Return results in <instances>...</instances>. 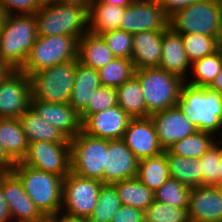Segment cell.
Here are the masks:
<instances>
[{
    "mask_svg": "<svg viewBox=\"0 0 222 222\" xmlns=\"http://www.w3.org/2000/svg\"><path fill=\"white\" fill-rule=\"evenodd\" d=\"M178 108L198 131L214 137L222 131V94L209 88L184 83L181 87Z\"/></svg>",
    "mask_w": 222,
    "mask_h": 222,
    "instance_id": "cell-1",
    "label": "cell"
},
{
    "mask_svg": "<svg viewBox=\"0 0 222 222\" xmlns=\"http://www.w3.org/2000/svg\"><path fill=\"white\" fill-rule=\"evenodd\" d=\"M37 38L34 14L7 15L0 28V61L20 70Z\"/></svg>",
    "mask_w": 222,
    "mask_h": 222,
    "instance_id": "cell-2",
    "label": "cell"
},
{
    "mask_svg": "<svg viewBox=\"0 0 222 222\" xmlns=\"http://www.w3.org/2000/svg\"><path fill=\"white\" fill-rule=\"evenodd\" d=\"M12 171L19 177L25 193L45 216L59 214L62 206L63 178L16 162Z\"/></svg>",
    "mask_w": 222,
    "mask_h": 222,
    "instance_id": "cell-3",
    "label": "cell"
},
{
    "mask_svg": "<svg viewBox=\"0 0 222 222\" xmlns=\"http://www.w3.org/2000/svg\"><path fill=\"white\" fill-rule=\"evenodd\" d=\"M34 17L38 36L71 35L79 39L89 32V10L81 6L47 2Z\"/></svg>",
    "mask_w": 222,
    "mask_h": 222,
    "instance_id": "cell-4",
    "label": "cell"
},
{
    "mask_svg": "<svg viewBox=\"0 0 222 222\" xmlns=\"http://www.w3.org/2000/svg\"><path fill=\"white\" fill-rule=\"evenodd\" d=\"M147 107V117L151 114L177 106L182 85L179 76L162 68H144L135 70Z\"/></svg>",
    "mask_w": 222,
    "mask_h": 222,
    "instance_id": "cell-5",
    "label": "cell"
},
{
    "mask_svg": "<svg viewBox=\"0 0 222 222\" xmlns=\"http://www.w3.org/2000/svg\"><path fill=\"white\" fill-rule=\"evenodd\" d=\"M78 59V39L71 35L38 36L20 70L34 72Z\"/></svg>",
    "mask_w": 222,
    "mask_h": 222,
    "instance_id": "cell-6",
    "label": "cell"
},
{
    "mask_svg": "<svg viewBox=\"0 0 222 222\" xmlns=\"http://www.w3.org/2000/svg\"><path fill=\"white\" fill-rule=\"evenodd\" d=\"M76 73V60L58 64L30 75L32 99L69 103Z\"/></svg>",
    "mask_w": 222,
    "mask_h": 222,
    "instance_id": "cell-7",
    "label": "cell"
},
{
    "mask_svg": "<svg viewBox=\"0 0 222 222\" xmlns=\"http://www.w3.org/2000/svg\"><path fill=\"white\" fill-rule=\"evenodd\" d=\"M107 148L108 140L81 131L70 139L71 172L104 183Z\"/></svg>",
    "mask_w": 222,
    "mask_h": 222,
    "instance_id": "cell-8",
    "label": "cell"
},
{
    "mask_svg": "<svg viewBox=\"0 0 222 222\" xmlns=\"http://www.w3.org/2000/svg\"><path fill=\"white\" fill-rule=\"evenodd\" d=\"M103 182L84 178L70 172L62 183L63 215L71 218L87 219L96 207Z\"/></svg>",
    "mask_w": 222,
    "mask_h": 222,
    "instance_id": "cell-9",
    "label": "cell"
},
{
    "mask_svg": "<svg viewBox=\"0 0 222 222\" xmlns=\"http://www.w3.org/2000/svg\"><path fill=\"white\" fill-rule=\"evenodd\" d=\"M221 18L219 0H202L175 12L169 17V26L180 34L216 36Z\"/></svg>",
    "mask_w": 222,
    "mask_h": 222,
    "instance_id": "cell-10",
    "label": "cell"
},
{
    "mask_svg": "<svg viewBox=\"0 0 222 222\" xmlns=\"http://www.w3.org/2000/svg\"><path fill=\"white\" fill-rule=\"evenodd\" d=\"M21 163L64 179L71 172L70 143L30 142Z\"/></svg>",
    "mask_w": 222,
    "mask_h": 222,
    "instance_id": "cell-11",
    "label": "cell"
},
{
    "mask_svg": "<svg viewBox=\"0 0 222 222\" xmlns=\"http://www.w3.org/2000/svg\"><path fill=\"white\" fill-rule=\"evenodd\" d=\"M168 26L169 17L157 0H134L125 7L120 21V30L131 34L165 30Z\"/></svg>",
    "mask_w": 222,
    "mask_h": 222,
    "instance_id": "cell-12",
    "label": "cell"
},
{
    "mask_svg": "<svg viewBox=\"0 0 222 222\" xmlns=\"http://www.w3.org/2000/svg\"><path fill=\"white\" fill-rule=\"evenodd\" d=\"M30 76L15 70L0 85V118H20L31 106Z\"/></svg>",
    "mask_w": 222,
    "mask_h": 222,
    "instance_id": "cell-13",
    "label": "cell"
},
{
    "mask_svg": "<svg viewBox=\"0 0 222 222\" xmlns=\"http://www.w3.org/2000/svg\"><path fill=\"white\" fill-rule=\"evenodd\" d=\"M0 179L12 222L46 221V217L25 193L22 181L13 171L0 173Z\"/></svg>",
    "mask_w": 222,
    "mask_h": 222,
    "instance_id": "cell-14",
    "label": "cell"
},
{
    "mask_svg": "<svg viewBox=\"0 0 222 222\" xmlns=\"http://www.w3.org/2000/svg\"><path fill=\"white\" fill-rule=\"evenodd\" d=\"M150 118L154 123L159 143L164 151L174 143L198 131L178 106L153 113Z\"/></svg>",
    "mask_w": 222,
    "mask_h": 222,
    "instance_id": "cell-15",
    "label": "cell"
},
{
    "mask_svg": "<svg viewBox=\"0 0 222 222\" xmlns=\"http://www.w3.org/2000/svg\"><path fill=\"white\" fill-rule=\"evenodd\" d=\"M132 118L119 106L89 115L82 122V131L106 140L122 139Z\"/></svg>",
    "mask_w": 222,
    "mask_h": 222,
    "instance_id": "cell-16",
    "label": "cell"
},
{
    "mask_svg": "<svg viewBox=\"0 0 222 222\" xmlns=\"http://www.w3.org/2000/svg\"><path fill=\"white\" fill-rule=\"evenodd\" d=\"M122 139L138 160L164 152L150 116L132 118Z\"/></svg>",
    "mask_w": 222,
    "mask_h": 222,
    "instance_id": "cell-17",
    "label": "cell"
},
{
    "mask_svg": "<svg viewBox=\"0 0 222 222\" xmlns=\"http://www.w3.org/2000/svg\"><path fill=\"white\" fill-rule=\"evenodd\" d=\"M30 108L44 121L62 131L69 139L82 131L81 116L69 103L31 99Z\"/></svg>",
    "mask_w": 222,
    "mask_h": 222,
    "instance_id": "cell-18",
    "label": "cell"
},
{
    "mask_svg": "<svg viewBox=\"0 0 222 222\" xmlns=\"http://www.w3.org/2000/svg\"><path fill=\"white\" fill-rule=\"evenodd\" d=\"M139 160L123 139L108 140L104 169V183H114L137 176Z\"/></svg>",
    "mask_w": 222,
    "mask_h": 222,
    "instance_id": "cell-19",
    "label": "cell"
},
{
    "mask_svg": "<svg viewBox=\"0 0 222 222\" xmlns=\"http://www.w3.org/2000/svg\"><path fill=\"white\" fill-rule=\"evenodd\" d=\"M188 214L190 222H222V192L219 187L191 188Z\"/></svg>",
    "mask_w": 222,
    "mask_h": 222,
    "instance_id": "cell-20",
    "label": "cell"
},
{
    "mask_svg": "<svg viewBox=\"0 0 222 222\" xmlns=\"http://www.w3.org/2000/svg\"><path fill=\"white\" fill-rule=\"evenodd\" d=\"M159 68L179 76L184 81L187 80L191 69V62L187 58L182 35L170 26L163 30Z\"/></svg>",
    "mask_w": 222,
    "mask_h": 222,
    "instance_id": "cell-21",
    "label": "cell"
},
{
    "mask_svg": "<svg viewBox=\"0 0 222 222\" xmlns=\"http://www.w3.org/2000/svg\"><path fill=\"white\" fill-rule=\"evenodd\" d=\"M163 30L133 34L132 57L135 70L159 67L162 55Z\"/></svg>",
    "mask_w": 222,
    "mask_h": 222,
    "instance_id": "cell-22",
    "label": "cell"
},
{
    "mask_svg": "<svg viewBox=\"0 0 222 222\" xmlns=\"http://www.w3.org/2000/svg\"><path fill=\"white\" fill-rule=\"evenodd\" d=\"M98 70L76 59V73L69 104L80 114L87 106L94 90L101 87Z\"/></svg>",
    "mask_w": 222,
    "mask_h": 222,
    "instance_id": "cell-23",
    "label": "cell"
},
{
    "mask_svg": "<svg viewBox=\"0 0 222 222\" xmlns=\"http://www.w3.org/2000/svg\"><path fill=\"white\" fill-rule=\"evenodd\" d=\"M115 58L100 35L86 32L78 39V60L99 70Z\"/></svg>",
    "mask_w": 222,
    "mask_h": 222,
    "instance_id": "cell-24",
    "label": "cell"
},
{
    "mask_svg": "<svg viewBox=\"0 0 222 222\" xmlns=\"http://www.w3.org/2000/svg\"><path fill=\"white\" fill-rule=\"evenodd\" d=\"M0 143L15 163L22 161L29 142L19 118H0Z\"/></svg>",
    "mask_w": 222,
    "mask_h": 222,
    "instance_id": "cell-25",
    "label": "cell"
},
{
    "mask_svg": "<svg viewBox=\"0 0 222 222\" xmlns=\"http://www.w3.org/2000/svg\"><path fill=\"white\" fill-rule=\"evenodd\" d=\"M28 142L46 141L53 143H70V139L58 128L50 125L29 108L19 118Z\"/></svg>",
    "mask_w": 222,
    "mask_h": 222,
    "instance_id": "cell-26",
    "label": "cell"
},
{
    "mask_svg": "<svg viewBox=\"0 0 222 222\" xmlns=\"http://www.w3.org/2000/svg\"><path fill=\"white\" fill-rule=\"evenodd\" d=\"M125 7L93 0L89 10V32L101 35L105 32L120 29V21Z\"/></svg>",
    "mask_w": 222,
    "mask_h": 222,
    "instance_id": "cell-27",
    "label": "cell"
},
{
    "mask_svg": "<svg viewBox=\"0 0 222 222\" xmlns=\"http://www.w3.org/2000/svg\"><path fill=\"white\" fill-rule=\"evenodd\" d=\"M122 205H129L142 211L155 200L154 191L146 187L137 177L112 183Z\"/></svg>",
    "mask_w": 222,
    "mask_h": 222,
    "instance_id": "cell-28",
    "label": "cell"
},
{
    "mask_svg": "<svg viewBox=\"0 0 222 222\" xmlns=\"http://www.w3.org/2000/svg\"><path fill=\"white\" fill-rule=\"evenodd\" d=\"M169 176L190 188L202 186V172L199 158H186L166 150Z\"/></svg>",
    "mask_w": 222,
    "mask_h": 222,
    "instance_id": "cell-29",
    "label": "cell"
},
{
    "mask_svg": "<svg viewBox=\"0 0 222 222\" xmlns=\"http://www.w3.org/2000/svg\"><path fill=\"white\" fill-rule=\"evenodd\" d=\"M136 177L150 190H158L170 177L166 150L156 156L139 160Z\"/></svg>",
    "mask_w": 222,
    "mask_h": 222,
    "instance_id": "cell-30",
    "label": "cell"
},
{
    "mask_svg": "<svg viewBox=\"0 0 222 222\" xmlns=\"http://www.w3.org/2000/svg\"><path fill=\"white\" fill-rule=\"evenodd\" d=\"M118 105L131 118L147 117V107L139 80L133 76L116 88Z\"/></svg>",
    "mask_w": 222,
    "mask_h": 222,
    "instance_id": "cell-31",
    "label": "cell"
},
{
    "mask_svg": "<svg viewBox=\"0 0 222 222\" xmlns=\"http://www.w3.org/2000/svg\"><path fill=\"white\" fill-rule=\"evenodd\" d=\"M222 62L218 52H214L201 59L195 60L191 63V69L185 83L195 86L208 88L215 77L220 73Z\"/></svg>",
    "mask_w": 222,
    "mask_h": 222,
    "instance_id": "cell-32",
    "label": "cell"
},
{
    "mask_svg": "<svg viewBox=\"0 0 222 222\" xmlns=\"http://www.w3.org/2000/svg\"><path fill=\"white\" fill-rule=\"evenodd\" d=\"M216 142L217 139L213 135L197 131L193 135L174 143L167 150L171 154L194 159L200 158Z\"/></svg>",
    "mask_w": 222,
    "mask_h": 222,
    "instance_id": "cell-33",
    "label": "cell"
},
{
    "mask_svg": "<svg viewBox=\"0 0 222 222\" xmlns=\"http://www.w3.org/2000/svg\"><path fill=\"white\" fill-rule=\"evenodd\" d=\"M98 73L102 86L118 88L134 76L135 68L131 59L115 57L100 68Z\"/></svg>",
    "mask_w": 222,
    "mask_h": 222,
    "instance_id": "cell-34",
    "label": "cell"
},
{
    "mask_svg": "<svg viewBox=\"0 0 222 222\" xmlns=\"http://www.w3.org/2000/svg\"><path fill=\"white\" fill-rule=\"evenodd\" d=\"M121 206L122 202L115 186L110 183H103L96 207L86 220L87 222H110Z\"/></svg>",
    "mask_w": 222,
    "mask_h": 222,
    "instance_id": "cell-35",
    "label": "cell"
},
{
    "mask_svg": "<svg viewBox=\"0 0 222 222\" xmlns=\"http://www.w3.org/2000/svg\"><path fill=\"white\" fill-rule=\"evenodd\" d=\"M191 188L178 180L169 177L166 182L154 192L155 200L173 207L188 209Z\"/></svg>",
    "mask_w": 222,
    "mask_h": 222,
    "instance_id": "cell-36",
    "label": "cell"
},
{
    "mask_svg": "<svg viewBox=\"0 0 222 222\" xmlns=\"http://www.w3.org/2000/svg\"><path fill=\"white\" fill-rule=\"evenodd\" d=\"M181 35L187 58L191 63L217 51L215 36L199 33Z\"/></svg>",
    "mask_w": 222,
    "mask_h": 222,
    "instance_id": "cell-37",
    "label": "cell"
},
{
    "mask_svg": "<svg viewBox=\"0 0 222 222\" xmlns=\"http://www.w3.org/2000/svg\"><path fill=\"white\" fill-rule=\"evenodd\" d=\"M146 222H190L188 209L170 206L154 200L145 211Z\"/></svg>",
    "mask_w": 222,
    "mask_h": 222,
    "instance_id": "cell-38",
    "label": "cell"
},
{
    "mask_svg": "<svg viewBox=\"0 0 222 222\" xmlns=\"http://www.w3.org/2000/svg\"><path fill=\"white\" fill-rule=\"evenodd\" d=\"M221 155L222 144L217 141L199 158L202 172V186H218Z\"/></svg>",
    "mask_w": 222,
    "mask_h": 222,
    "instance_id": "cell-39",
    "label": "cell"
},
{
    "mask_svg": "<svg viewBox=\"0 0 222 222\" xmlns=\"http://www.w3.org/2000/svg\"><path fill=\"white\" fill-rule=\"evenodd\" d=\"M107 47L117 58L131 59L133 49V34L116 29L100 35Z\"/></svg>",
    "mask_w": 222,
    "mask_h": 222,
    "instance_id": "cell-40",
    "label": "cell"
},
{
    "mask_svg": "<svg viewBox=\"0 0 222 222\" xmlns=\"http://www.w3.org/2000/svg\"><path fill=\"white\" fill-rule=\"evenodd\" d=\"M118 105L116 88L101 86L94 90L86 108L80 113L82 122L91 114Z\"/></svg>",
    "mask_w": 222,
    "mask_h": 222,
    "instance_id": "cell-41",
    "label": "cell"
},
{
    "mask_svg": "<svg viewBox=\"0 0 222 222\" xmlns=\"http://www.w3.org/2000/svg\"><path fill=\"white\" fill-rule=\"evenodd\" d=\"M7 15L35 14L41 8V0H0Z\"/></svg>",
    "mask_w": 222,
    "mask_h": 222,
    "instance_id": "cell-42",
    "label": "cell"
},
{
    "mask_svg": "<svg viewBox=\"0 0 222 222\" xmlns=\"http://www.w3.org/2000/svg\"><path fill=\"white\" fill-rule=\"evenodd\" d=\"M145 221V212L133 208L129 205H122L113 215L110 222H143Z\"/></svg>",
    "mask_w": 222,
    "mask_h": 222,
    "instance_id": "cell-43",
    "label": "cell"
},
{
    "mask_svg": "<svg viewBox=\"0 0 222 222\" xmlns=\"http://www.w3.org/2000/svg\"><path fill=\"white\" fill-rule=\"evenodd\" d=\"M165 14L170 17L175 12L202 0H157Z\"/></svg>",
    "mask_w": 222,
    "mask_h": 222,
    "instance_id": "cell-44",
    "label": "cell"
},
{
    "mask_svg": "<svg viewBox=\"0 0 222 222\" xmlns=\"http://www.w3.org/2000/svg\"><path fill=\"white\" fill-rule=\"evenodd\" d=\"M0 222H12L8 204L2 190V180L0 179Z\"/></svg>",
    "mask_w": 222,
    "mask_h": 222,
    "instance_id": "cell-45",
    "label": "cell"
},
{
    "mask_svg": "<svg viewBox=\"0 0 222 222\" xmlns=\"http://www.w3.org/2000/svg\"><path fill=\"white\" fill-rule=\"evenodd\" d=\"M15 162L6 154L0 143V173L12 171Z\"/></svg>",
    "mask_w": 222,
    "mask_h": 222,
    "instance_id": "cell-46",
    "label": "cell"
},
{
    "mask_svg": "<svg viewBox=\"0 0 222 222\" xmlns=\"http://www.w3.org/2000/svg\"><path fill=\"white\" fill-rule=\"evenodd\" d=\"M45 222H87V220L83 218H71L63 215L62 213H59L56 215L46 217Z\"/></svg>",
    "mask_w": 222,
    "mask_h": 222,
    "instance_id": "cell-47",
    "label": "cell"
},
{
    "mask_svg": "<svg viewBox=\"0 0 222 222\" xmlns=\"http://www.w3.org/2000/svg\"><path fill=\"white\" fill-rule=\"evenodd\" d=\"M14 69L9 63L0 61V85L11 75Z\"/></svg>",
    "mask_w": 222,
    "mask_h": 222,
    "instance_id": "cell-48",
    "label": "cell"
},
{
    "mask_svg": "<svg viewBox=\"0 0 222 222\" xmlns=\"http://www.w3.org/2000/svg\"><path fill=\"white\" fill-rule=\"evenodd\" d=\"M54 2L61 4L77 5L90 10V6L93 0H55Z\"/></svg>",
    "mask_w": 222,
    "mask_h": 222,
    "instance_id": "cell-49",
    "label": "cell"
},
{
    "mask_svg": "<svg viewBox=\"0 0 222 222\" xmlns=\"http://www.w3.org/2000/svg\"><path fill=\"white\" fill-rule=\"evenodd\" d=\"M208 88L212 91L222 94V68L220 73L215 77L214 81Z\"/></svg>",
    "mask_w": 222,
    "mask_h": 222,
    "instance_id": "cell-50",
    "label": "cell"
},
{
    "mask_svg": "<svg viewBox=\"0 0 222 222\" xmlns=\"http://www.w3.org/2000/svg\"><path fill=\"white\" fill-rule=\"evenodd\" d=\"M103 3L116 5L120 7L129 6L134 0H101Z\"/></svg>",
    "mask_w": 222,
    "mask_h": 222,
    "instance_id": "cell-51",
    "label": "cell"
},
{
    "mask_svg": "<svg viewBox=\"0 0 222 222\" xmlns=\"http://www.w3.org/2000/svg\"><path fill=\"white\" fill-rule=\"evenodd\" d=\"M217 45H222V18L219 22L217 34L215 36Z\"/></svg>",
    "mask_w": 222,
    "mask_h": 222,
    "instance_id": "cell-52",
    "label": "cell"
},
{
    "mask_svg": "<svg viewBox=\"0 0 222 222\" xmlns=\"http://www.w3.org/2000/svg\"><path fill=\"white\" fill-rule=\"evenodd\" d=\"M6 17H7V13H6L3 5L0 3V27H2L4 25Z\"/></svg>",
    "mask_w": 222,
    "mask_h": 222,
    "instance_id": "cell-53",
    "label": "cell"
},
{
    "mask_svg": "<svg viewBox=\"0 0 222 222\" xmlns=\"http://www.w3.org/2000/svg\"><path fill=\"white\" fill-rule=\"evenodd\" d=\"M222 182V155L219 163V175H218V184Z\"/></svg>",
    "mask_w": 222,
    "mask_h": 222,
    "instance_id": "cell-54",
    "label": "cell"
},
{
    "mask_svg": "<svg viewBox=\"0 0 222 222\" xmlns=\"http://www.w3.org/2000/svg\"><path fill=\"white\" fill-rule=\"evenodd\" d=\"M217 52H218L220 60L222 62V45H217Z\"/></svg>",
    "mask_w": 222,
    "mask_h": 222,
    "instance_id": "cell-55",
    "label": "cell"
},
{
    "mask_svg": "<svg viewBox=\"0 0 222 222\" xmlns=\"http://www.w3.org/2000/svg\"><path fill=\"white\" fill-rule=\"evenodd\" d=\"M219 137H220V138H219ZM217 141H218L220 144H222V131H221L220 136H218Z\"/></svg>",
    "mask_w": 222,
    "mask_h": 222,
    "instance_id": "cell-56",
    "label": "cell"
},
{
    "mask_svg": "<svg viewBox=\"0 0 222 222\" xmlns=\"http://www.w3.org/2000/svg\"><path fill=\"white\" fill-rule=\"evenodd\" d=\"M55 0H41L42 3L54 2Z\"/></svg>",
    "mask_w": 222,
    "mask_h": 222,
    "instance_id": "cell-57",
    "label": "cell"
},
{
    "mask_svg": "<svg viewBox=\"0 0 222 222\" xmlns=\"http://www.w3.org/2000/svg\"><path fill=\"white\" fill-rule=\"evenodd\" d=\"M218 187H219V189H220L221 192H222V182L218 184Z\"/></svg>",
    "mask_w": 222,
    "mask_h": 222,
    "instance_id": "cell-58",
    "label": "cell"
}]
</instances>
